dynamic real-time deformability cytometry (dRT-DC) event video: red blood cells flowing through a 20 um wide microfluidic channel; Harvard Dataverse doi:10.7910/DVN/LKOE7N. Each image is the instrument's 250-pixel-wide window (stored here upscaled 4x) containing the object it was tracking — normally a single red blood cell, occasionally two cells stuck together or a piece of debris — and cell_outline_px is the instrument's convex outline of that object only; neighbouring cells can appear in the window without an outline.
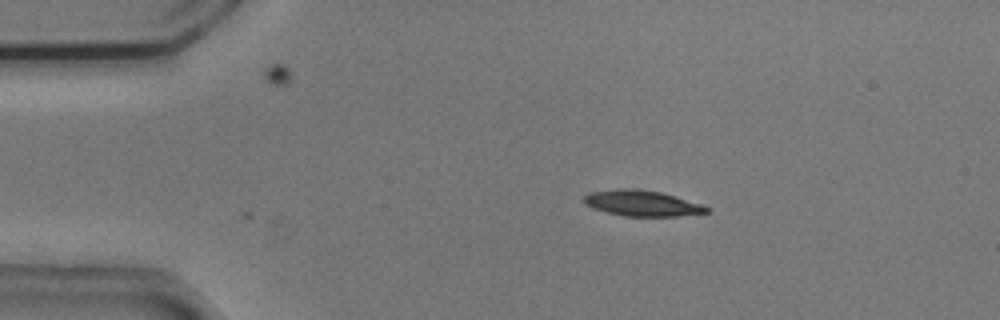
{"species": "common noctule bat (a hibernating species)", "species_latin": "Nyctalus noctula", "temperature_condition": "cold", "stored_images_in_passage": 5, "camera_frame_rate_fps": 3000, "um_per_image_px": 0.085, "animal": {"sex": "male", "body_mass_g": 20.5, "forearm_length_mm": 52.5}, "frame": {"image": 1, "passage_image": 5, "time_ms": 1.333, "image_size_px": [1000, 320], "cell_outline_px": [[712, 212], [676, 216], [624, 216], [592, 208], [584, 204], [584, 196], [588, 192], [616, 188], [624, 188], [660, 192], [700, 204], [712, 208]], "centroid_in_image_um": [54.55, 17.28], "position_along_channel_um": 30.4, "area_um2": 18.32}}